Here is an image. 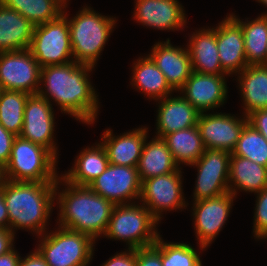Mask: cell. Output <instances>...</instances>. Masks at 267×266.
<instances>
[{"instance_id": "cell-1", "label": "cell", "mask_w": 267, "mask_h": 266, "mask_svg": "<svg viewBox=\"0 0 267 266\" xmlns=\"http://www.w3.org/2000/svg\"><path fill=\"white\" fill-rule=\"evenodd\" d=\"M92 70L95 67L75 61L41 67L37 94L51 104L56 103L61 113L68 114L83 124H94L100 103L90 81Z\"/></svg>"}, {"instance_id": "cell-2", "label": "cell", "mask_w": 267, "mask_h": 266, "mask_svg": "<svg viewBox=\"0 0 267 266\" xmlns=\"http://www.w3.org/2000/svg\"><path fill=\"white\" fill-rule=\"evenodd\" d=\"M59 185L64 186L63 190ZM55 200L60 227L87 234L94 241L105 234L115 206L112 202L88 186L72 185L61 175L55 184Z\"/></svg>"}, {"instance_id": "cell-3", "label": "cell", "mask_w": 267, "mask_h": 266, "mask_svg": "<svg viewBox=\"0 0 267 266\" xmlns=\"http://www.w3.org/2000/svg\"><path fill=\"white\" fill-rule=\"evenodd\" d=\"M56 182L9 181L3 179V197L9 215V229L33 232L47 231L55 201Z\"/></svg>"}, {"instance_id": "cell-4", "label": "cell", "mask_w": 267, "mask_h": 266, "mask_svg": "<svg viewBox=\"0 0 267 266\" xmlns=\"http://www.w3.org/2000/svg\"><path fill=\"white\" fill-rule=\"evenodd\" d=\"M67 0L63 15L67 18L74 61L96 67L109 36L113 32L117 19L99 14L88 5L82 7L76 16L68 17Z\"/></svg>"}, {"instance_id": "cell-5", "label": "cell", "mask_w": 267, "mask_h": 266, "mask_svg": "<svg viewBox=\"0 0 267 266\" xmlns=\"http://www.w3.org/2000/svg\"><path fill=\"white\" fill-rule=\"evenodd\" d=\"M58 158L42 145L16 136L3 179L9 181L56 182Z\"/></svg>"}, {"instance_id": "cell-6", "label": "cell", "mask_w": 267, "mask_h": 266, "mask_svg": "<svg viewBox=\"0 0 267 266\" xmlns=\"http://www.w3.org/2000/svg\"><path fill=\"white\" fill-rule=\"evenodd\" d=\"M159 221L140 202L115 205L103 237L122 240L128 249L153 245L160 232Z\"/></svg>"}, {"instance_id": "cell-7", "label": "cell", "mask_w": 267, "mask_h": 266, "mask_svg": "<svg viewBox=\"0 0 267 266\" xmlns=\"http://www.w3.org/2000/svg\"><path fill=\"white\" fill-rule=\"evenodd\" d=\"M45 232L36 250L49 266H88L93 258L95 241L87 234L57 226Z\"/></svg>"}, {"instance_id": "cell-8", "label": "cell", "mask_w": 267, "mask_h": 266, "mask_svg": "<svg viewBox=\"0 0 267 266\" xmlns=\"http://www.w3.org/2000/svg\"><path fill=\"white\" fill-rule=\"evenodd\" d=\"M29 50L40 67L74 61L67 18L61 14L55 20L34 26Z\"/></svg>"}, {"instance_id": "cell-9", "label": "cell", "mask_w": 267, "mask_h": 266, "mask_svg": "<svg viewBox=\"0 0 267 266\" xmlns=\"http://www.w3.org/2000/svg\"><path fill=\"white\" fill-rule=\"evenodd\" d=\"M182 168L177 171L141 181L139 202L160 222L163 212L187 208L183 196ZM170 210V211H169Z\"/></svg>"}, {"instance_id": "cell-10", "label": "cell", "mask_w": 267, "mask_h": 266, "mask_svg": "<svg viewBox=\"0 0 267 266\" xmlns=\"http://www.w3.org/2000/svg\"><path fill=\"white\" fill-rule=\"evenodd\" d=\"M230 157L229 151L205 148L201 157L189 165L197 168L192 201L214 198L229 192Z\"/></svg>"}, {"instance_id": "cell-11", "label": "cell", "mask_w": 267, "mask_h": 266, "mask_svg": "<svg viewBox=\"0 0 267 266\" xmlns=\"http://www.w3.org/2000/svg\"><path fill=\"white\" fill-rule=\"evenodd\" d=\"M40 70L41 67L29 49L0 52V84L3 90L37 94Z\"/></svg>"}, {"instance_id": "cell-12", "label": "cell", "mask_w": 267, "mask_h": 266, "mask_svg": "<svg viewBox=\"0 0 267 266\" xmlns=\"http://www.w3.org/2000/svg\"><path fill=\"white\" fill-rule=\"evenodd\" d=\"M234 200L235 196L228 192L218 197L192 201L191 216L200 250H207L219 235L228 220Z\"/></svg>"}, {"instance_id": "cell-13", "label": "cell", "mask_w": 267, "mask_h": 266, "mask_svg": "<svg viewBox=\"0 0 267 266\" xmlns=\"http://www.w3.org/2000/svg\"><path fill=\"white\" fill-rule=\"evenodd\" d=\"M114 205L136 203L141 193L137 167L109 164L88 186Z\"/></svg>"}, {"instance_id": "cell-14", "label": "cell", "mask_w": 267, "mask_h": 266, "mask_svg": "<svg viewBox=\"0 0 267 266\" xmlns=\"http://www.w3.org/2000/svg\"><path fill=\"white\" fill-rule=\"evenodd\" d=\"M54 116L53 106L46 98L38 94L30 95L26 100L23 128L19 136L44 146L58 158Z\"/></svg>"}, {"instance_id": "cell-15", "label": "cell", "mask_w": 267, "mask_h": 266, "mask_svg": "<svg viewBox=\"0 0 267 266\" xmlns=\"http://www.w3.org/2000/svg\"><path fill=\"white\" fill-rule=\"evenodd\" d=\"M212 112L200 113L198 117L197 127L204 147L232 153L248 118L245 115L239 118L234 114Z\"/></svg>"}, {"instance_id": "cell-16", "label": "cell", "mask_w": 267, "mask_h": 266, "mask_svg": "<svg viewBox=\"0 0 267 266\" xmlns=\"http://www.w3.org/2000/svg\"><path fill=\"white\" fill-rule=\"evenodd\" d=\"M227 75H210L192 72L178 91L200 113L223 106L227 99Z\"/></svg>"}, {"instance_id": "cell-17", "label": "cell", "mask_w": 267, "mask_h": 266, "mask_svg": "<svg viewBox=\"0 0 267 266\" xmlns=\"http://www.w3.org/2000/svg\"><path fill=\"white\" fill-rule=\"evenodd\" d=\"M133 17L136 23L158 30L183 31L187 18L179 0H135Z\"/></svg>"}, {"instance_id": "cell-18", "label": "cell", "mask_w": 267, "mask_h": 266, "mask_svg": "<svg viewBox=\"0 0 267 266\" xmlns=\"http://www.w3.org/2000/svg\"><path fill=\"white\" fill-rule=\"evenodd\" d=\"M151 48L148 56L165 75L170 87L178 92L193 72L187 47L173 46L167 38Z\"/></svg>"}, {"instance_id": "cell-19", "label": "cell", "mask_w": 267, "mask_h": 266, "mask_svg": "<svg viewBox=\"0 0 267 266\" xmlns=\"http://www.w3.org/2000/svg\"><path fill=\"white\" fill-rule=\"evenodd\" d=\"M216 40L221 67L228 76L248 66L242 28L230 15L216 26Z\"/></svg>"}, {"instance_id": "cell-20", "label": "cell", "mask_w": 267, "mask_h": 266, "mask_svg": "<svg viewBox=\"0 0 267 266\" xmlns=\"http://www.w3.org/2000/svg\"><path fill=\"white\" fill-rule=\"evenodd\" d=\"M148 131V127L141 126L116 136L113 130L106 129L100 143L106 150L109 164L137 167Z\"/></svg>"}, {"instance_id": "cell-21", "label": "cell", "mask_w": 267, "mask_h": 266, "mask_svg": "<svg viewBox=\"0 0 267 266\" xmlns=\"http://www.w3.org/2000/svg\"><path fill=\"white\" fill-rule=\"evenodd\" d=\"M155 102H158L156 137L163 138L170 133L197 125L200 112L181 94L175 97L170 95Z\"/></svg>"}, {"instance_id": "cell-22", "label": "cell", "mask_w": 267, "mask_h": 266, "mask_svg": "<svg viewBox=\"0 0 267 266\" xmlns=\"http://www.w3.org/2000/svg\"><path fill=\"white\" fill-rule=\"evenodd\" d=\"M190 34L186 45L192 70L201 74L227 75L221 67L216 40V27H205Z\"/></svg>"}, {"instance_id": "cell-23", "label": "cell", "mask_w": 267, "mask_h": 266, "mask_svg": "<svg viewBox=\"0 0 267 266\" xmlns=\"http://www.w3.org/2000/svg\"><path fill=\"white\" fill-rule=\"evenodd\" d=\"M75 158L73 167L61 176L76 186H89L109 165L106 150L100 142L83 148Z\"/></svg>"}, {"instance_id": "cell-24", "label": "cell", "mask_w": 267, "mask_h": 266, "mask_svg": "<svg viewBox=\"0 0 267 266\" xmlns=\"http://www.w3.org/2000/svg\"><path fill=\"white\" fill-rule=\"evenodd\" d=\"M237 76L243 100V115L267 109V66L248 65Z\"/></svg>"}, {"instance_id": "cell-25", "label": "cell", "mask_w": 267, "mask_h": 266, "mask_svg": "<svg viewBox=\"0 0 267 266\" xmlns=\"http://www.w3.org/2000/svg\"><path fill=\"white\" fill-rule=\"evenodd\" d=\"M34 25L17 11L0 5V52L29 49Z\"/></svg>"}, {"instance_id": "cell-26", "label": "cell", "mask_w": 267, "mask_h": 266, "mask_svg": "<svg viewBox=\"0 0 267 266\" xmlns=\"http://www.w3.org/2000/svg\"><path fill=\"white\" fill-rule=\"evenodd\" d=\"M132 66L131 85L137 91L143 92L148 99L158 101L175 92L148 55L139 57Z\"/></svg>"}, {"instance_id": "cell-27", "label": "cell", "mask_w": 267, "mask_h": 266, "mask_svg": "<svg viewBox=\"0 0 267 266\" xmlns=\"http://www.w3.org/2000/svg\"><path fill=\"white\" fill-rule=\"evenodd\" d=\"M229 192L237 197V192L256 194L267 187V167L247 158L231 155L229 167Z\"/></svg>"}, {"instance_id": "cell-28", "label": "cell", "mask_w": 267, "mask_h": 266, "mask_svg": "<svg viewBox=\"0 0 267 266\" xmlns=\"http://www.w3.org/2000/svg\"><path fill=\"white\" fill-rule=\"evenodd\" d=\"M147 138L137 165L140 181L177 171L180 167L164 140L156 136L149 141Z\"/></svg>"}, {"instance_id": "cell-29", "label": "cell", "mask_w": 267, "mask_h": 266, "mask_svg": "<svg viewBox=\"0 0 267 266\" xmlns=\"http://www.w3.org/2000/svg\"><path fill=\"white\" fill-rule=\"evenodd\" d=\"M242 28L247 65L267 63V16L259 15L253 20H241L234 13L229 14Z\"/></svg>"}, {"instance_id": "cell-30", "label": "cell", "mask_w": 267, "mask_h": 266, "mask_svg": "<svg viewBox=\"0 0 267 266\" xmlns=\"http://www.w3.org/2000/svg\"><path fill=\"white\" fill-rule=\"evenodd\" d=\"M162 139L179 167L196 162L205 151L197 125L170 133Z\"/></svg>"}, {"instance_id": "cell-31", "label": "cell", "mask_w": 267, "mask_h": 266, "mask_svg": "<svg viewBox=\"0 0 267 266\" xmlns=\"http://www.w3.org/2000/svg\"><path fill=\"white\" fill-rule=\"evenodd\" d=\"M67 0H0V5L13 9L34 26L57 19Z\"/></svg>"}, {"instance_id": "cell-32", "label": "cell", "mask_w": 267, "mask_h": 266, "mask_svg": "<svg viewBox=\"0 0 267 266\" xmlns=\"http://www.w3.org/2000/svg\"><path fill=\"white\" fill-rule=\"evenodd\" d=\"M30 94L23 91L3 90L0 95V124L16 136L21 134L24 108Z\"/></svg>"}, {"instance_id": "cell-33", "label": "cell", "mask_w": 267, "mask_h": 266, "mask_svg": "<svg viewBox=\"0 0 267 266\" xmlns=\"http://www.w3.org/2000/svg\"><path fill=\"white\" fill-rule=\"evenodd\" d=\"M231 155L241 156L267 167V140L247 123Z\"/></svg>"}, {"instance_id": "cell-34", "label": "cell", "mask_w": 267, "mask_h": 266, "mask_svg": "<svg viewBox=\"0 0 267 266\" xmlns=\"http://www.w3.org/2000/svg\"><path fill=\"white\" fill-rule=\"evenodd\" d=\"M163 266H202L199 253L187 243L165 242L161 237Z\"/></svg>"}, {"instance_id": "cell-35", "label": "cell", "mask_w": 267, "mask_h": 266, "mask_svg": "<svg viewBox=\"0 0 267 266\" xmlns=\"http://www.w3.org/2000/svg\"><path fill=\"white\" fill-rule=\"evenodd\" d=\"M253 233L257 240H267V187L255 194Z\"/></svg>"}, {"instance_id": "cell-36", "label": "cell", "mask_w": 267, "mask_h": 266, "mask_svg": "<svg viewBox=\"0 0 267 266\" xmlns=\"http://www.w3.org/2000/svg\"><path fill=\"white\" fill-rule=\"evenodd\" d=\"M137 266H163L161 261V235L153 245L137 249Z\"/></svg>"}, {"instance_id": "cell-37", "label": "cell", "mask_w": 267, "mask_h": 266, "mask_svg": "<svg viewBox=\"0 0 267 266\" xmlns=\"http://www.w3.org/2000/svg\"><path fill=\"white\" fill-rule=\"evenodd\" d=\"M16 138V135L7 131L1 124H0V168L4 169L5 166L8 164L11 150L13 146V142Z\"/></svg>"}, {"instance_id": "cell-38", "label": "cell", "mask_w": 267, "mask_h": 266, "mask_svg": "<svg viewBox=\"0 0 267 266\" xmlns=\"http://www.w3.org/2000/svg\"><path fill=\"white\" fill-rule=\"evenodd\" d=\"M101 266H137V249H128L116 253Z\"/></svg>"}, {"instance_id": "cell-39", "label": "cell", "mask_w": 267, "mask_h": 266, "mask_svg": "<svg viewBox=\"0 0 267 266\" xmlns=\"http://www.w3.org/2000/svg\"><path fill=\"white\" fill-rule=\"evenodd\" d=\"M248 123L260 132L267 140V109L257 110L250 113Z\"/></svg>"}, {"instance_id": "cell-40", "label": "cell", "mask_w": 267, "mask_h": 266, "mask_svg": "<svg viewBox=\"0 0 267 266\" xmlns=\"http://www.w3.org/2000/svg\"><path fill=\"white\" fill-rule=\"evenodd\" d=\"M16 234L9 228H0V256L14 248Z\"/></svg>"}, {"instance_id": "cell-41", "label": "cell", "mask_w": 267, "mask_h": 266, "mask_svg": "<svg viewBox=\"0 0 267 266\" xmlns=\"http://www.w3.org/2000/svg\"><path fill=\"white\" fill-rule=\"evenodd\" d=\"M19 266H49L40 253L34 249L27 256L21 257Z\"/></svg>"}, {"instance_id": "cell-42", "label": "cell", "mask_w": 267, "mask_h": 266, "mask_svg": "<svg viewBox=\"0 0 267 266\" xmlns=\"http://www.w3.org/2000/svg\"><path fill=\"white\" fill-rule=\"evenodd\" d=\"M13 248L11 251L0 256V266H19L21 256Z\"/></svg>"}, {"instance_id": "cell-43", "label": "cell", "mask_w": 267, "mask_h": 266, "mask_svg": "<svg viewBox=\"0 0 267 266\" xmlns=\"http://www.w3.org/2000/svg\"><path fill=\"white\" fill-rule=\"evenodd\" d=\"M0 228H9V215L3 197L2 183L0 184Z\"/></svg>"}, {"instance_id": "cell-44", "label": "cell", "mask_w": 267, "mask_h": 266, "mask_svg": "<svg viewBox=\"0 0 267 266\" xmlns=\"http://www.w3.org/2000/svg\"><path fill=\"white\" fill-rule=\"evenodd\" d=\"M256 2L261 3L267 7V0H256ZM261 15L267 16V11L264 14L262 13Z\"/></svg>"}, {"instance_id": "cell-45", "label": "cell", "mask_w": 267, "mask_h": 266, "mask_svg": "<svg viewBox=\"0 0 267 266\" xmlns=\"http://www.w3.org/2000/svg\"><path fill=\"white\" fill-rule=\"evenodd\" d=\"M3 181V169L0 168V184Z\"/></svg>"}, {"instance_id": "cell-46", "label": "cell", "mask_w": 267, "mask_h": 266, "mask_svg": "<svg viewBox=\"0 0 267 266\" xmlns=\"http://www.w3.org/2000/svg\"><path fill=\"white\" fill-rule=\"evenodd\" d=\"M2 91H3V89H2V86L0 84V95H1Z\"/></svg>"}]
</instances>
